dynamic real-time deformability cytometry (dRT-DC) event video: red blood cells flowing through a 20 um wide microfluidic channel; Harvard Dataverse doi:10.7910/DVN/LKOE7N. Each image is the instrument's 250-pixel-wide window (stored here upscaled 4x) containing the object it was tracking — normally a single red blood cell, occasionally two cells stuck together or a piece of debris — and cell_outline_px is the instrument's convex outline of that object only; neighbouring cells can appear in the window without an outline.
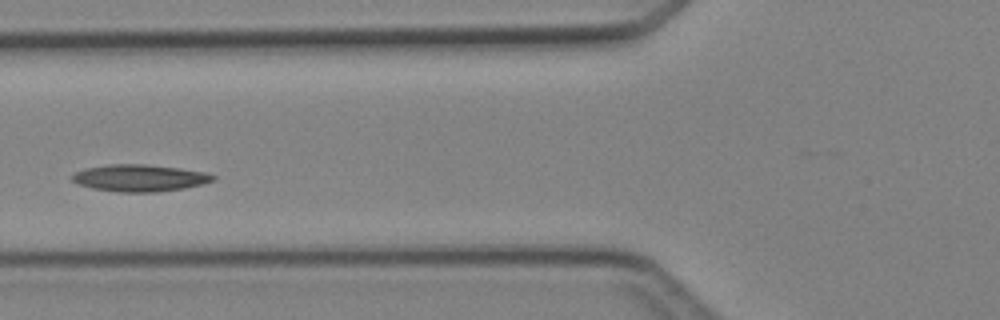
{"species": "Egyptian fruit bat (a non-hibernating species)", "species_latin": "Rousettus aegyptiacus", "temperature_condition": "cold", "stored_images_in_passage": 4, "camera_frame_rate_fps": 3000, "um_per_image_px": 0.085, "animal": {"sex": "female"}, "frame": {"image": 1, "passage_image": 4, "time_ms": 3.667, "image_size_px": [1000, 320], "cell_outline_px": [[216, 180], [184, 188], [156, 192], [120, 192], [92, 188], [80, 184], [72, 180], [72, 176], [76, 172], [84, 168], [108, 164], [144, 164], [180, 168], [208, 172], [216, 176]], "centroid_in_image_um": [11.9, 15.12], "position_along_channel_um": 113.9, "area_um2": 22.08}}